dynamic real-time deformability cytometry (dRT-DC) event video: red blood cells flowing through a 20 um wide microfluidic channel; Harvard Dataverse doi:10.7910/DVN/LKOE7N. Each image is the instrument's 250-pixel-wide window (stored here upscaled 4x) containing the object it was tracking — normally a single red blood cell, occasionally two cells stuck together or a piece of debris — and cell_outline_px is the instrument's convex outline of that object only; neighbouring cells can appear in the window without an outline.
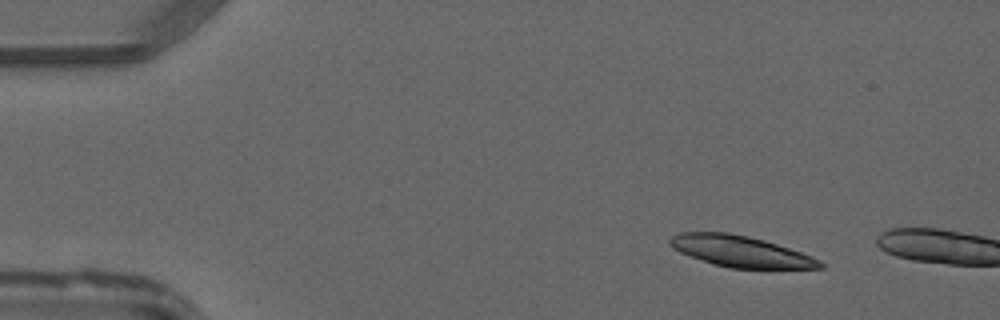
{"species": "common noctule bat (a hibernating species)", "species_latin": "Nyctalus noctula", "temperature_condition": "warm", "stored_images_in_passage": 9, "camera_frame_rate_fps": 3000, "um_per_image_px": 0.085, "animal": {"sex": "male", "forearm_length_mm": 52.5}, "frame": {"image": 1, "passage_image": 6, "time_ms": 1.667, "image_size_px": [1000, 320], "cell_outline_px": [[824, 268], [728, 268], [712, 264], [680, 252], [672, 248], [668, 244], [668, 240], [672, 236], [680, 232], [728, 232], [748, 236], [764, 240], [812, 256], [820, 260], [824, 264]], "centroid_in_image_um": [62.91, 21.36], "position_along_channel_um": 22.1, "area_um2": 27.17}}